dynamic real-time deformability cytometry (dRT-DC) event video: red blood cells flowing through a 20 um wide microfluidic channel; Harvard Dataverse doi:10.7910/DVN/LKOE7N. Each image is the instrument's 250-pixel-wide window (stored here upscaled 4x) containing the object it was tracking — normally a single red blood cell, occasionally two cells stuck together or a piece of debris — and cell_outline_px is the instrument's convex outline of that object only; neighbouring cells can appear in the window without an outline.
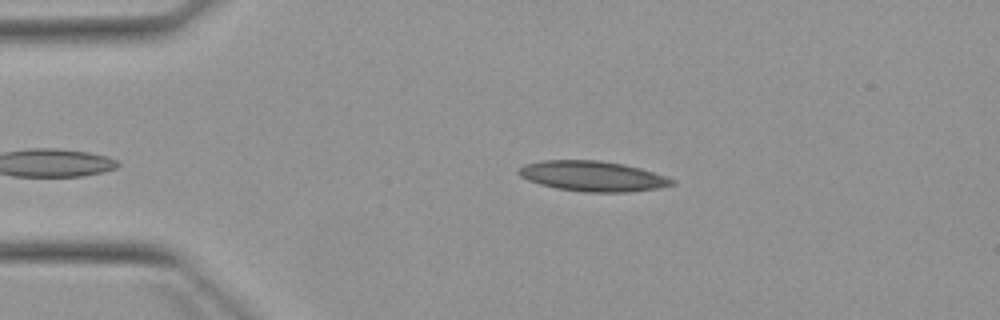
{"species": "Egyptian fruit bat (a non-hibernating species)", "species_latin": "Rousettus aegyptiacus", "temperature_condition": "warm", "stored_images_in_passage": 2, "camera_frame_rate_fps": 3000, "um_per_image_px": 0.085, "animal": {"sex": "female"}, "frame": {"image": 1, "passage_image": 2, "time_ms": 1.0, "image_size_px": [1000, 320], "cell_outline_px": [[676, 184], [656, 188], [628, 192], [584, 192], [556, 188], [540, 184], [528, 180], [520, 176], [516, 172], [524, 164], [540, 160], [600, 160], [624, 164], [640, 168], [676, 180]], "centroid_in_image_um": [50.35, 14.97], "position_along_channel_um": 34.7, "area_um2": 27.05}}